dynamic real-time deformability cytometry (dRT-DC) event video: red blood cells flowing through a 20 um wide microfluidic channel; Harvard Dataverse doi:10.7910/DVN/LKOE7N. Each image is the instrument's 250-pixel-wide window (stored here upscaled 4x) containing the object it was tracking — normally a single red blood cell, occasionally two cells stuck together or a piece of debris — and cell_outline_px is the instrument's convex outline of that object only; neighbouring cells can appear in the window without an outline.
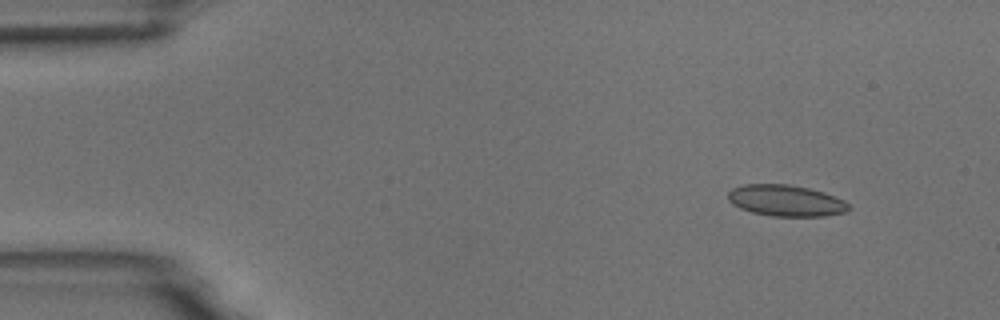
{"species": "common noctule bat (a hibernating species)", "species_latin": "Nyctalus noctula", "temperature_condition": "room temperature", "stored_images_in_passage": 5, "camera_frame_rate_fps": 3000, "um_per_image_px": 0.085, "animal": {"sex": "male", "body_mass_g": 18.8}, "frame": {"image": 1, "passage_image": 2, "time_ms": 1.0, "image_size_px": [1000, 320], "cell_outline_px": [[852, 208], [848, 212], [824, 216], [772, 216], [752, 212], [740, 208], [732, 204], [728, 200], [728, 192], [732, 188], [744, 184], [788, 184], [808, 188], [824, 192], [844, 200]], "centroid_in_image_um": [66.81, 17.05], "position_along_channel_um": 18.2, "area_um2": 22.14}}
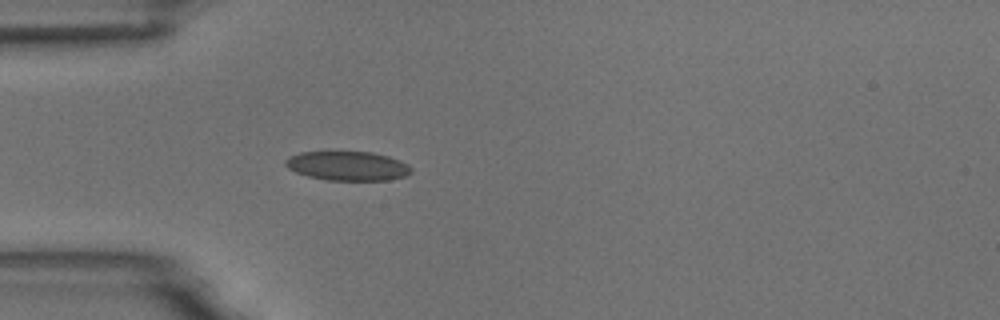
{"frame": {"image": 2, "passage_image": 5, "time_ms": 4.333, "image_size_px": [1000, 320], "cell_outline_px": [[412, 172], [408, 176], [388, 180], [324, 180], [308, 176], [296, 172], [288, 168], [284, 164], [284, 160], [288, 156], [300, 152], [372, 152], [388, 156], [400, 160], [408, 164], [412, 168]], "centroid_in_image_um": [29.56, 14.1], "position_along_channel_um": 55.4, "area_um2": 21.62}}